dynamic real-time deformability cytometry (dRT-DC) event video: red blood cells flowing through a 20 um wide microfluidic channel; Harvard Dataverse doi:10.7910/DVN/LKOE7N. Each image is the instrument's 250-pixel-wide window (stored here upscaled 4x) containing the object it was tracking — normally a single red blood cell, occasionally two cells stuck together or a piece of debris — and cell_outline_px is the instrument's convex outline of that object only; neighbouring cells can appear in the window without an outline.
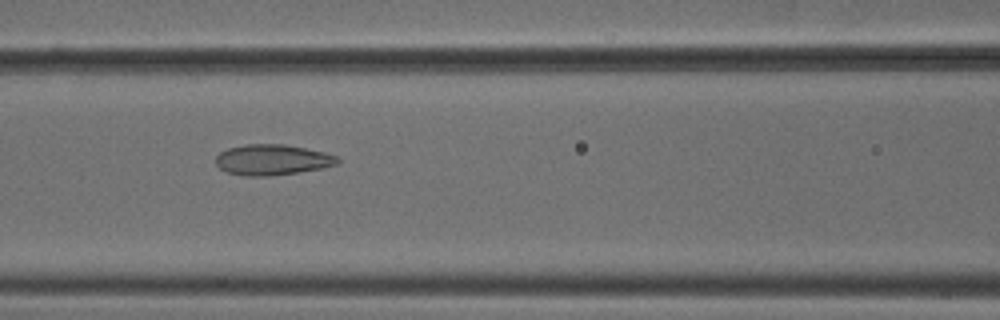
{"species": "common noctule bat (a hibernating species)", "species_latin": "Nyctalus noctula", "temperature_condition": "cold", "stored_images_in_passage": 7, "camera_frame_rate_fps": 3000, "um_per_image_px": 0.085, "animal": {"sex": "male", "body_mass_g": 18.8}, "frame": {"image": 1, "passage_image": 7, "time_ms": 2.0, "image_size_px": [1000, 320], "cell_outline_px": [[340, 160], [336, 164], [324, 168], [300, 172], [268, 176], [244, 176], [228, 172], [220, 168], [216, 164], [216, 156], [220, 152], [228, 148], [244, 144], [284, 144], [324, 152], [336, 156]], "centroid_in_image_um": [23.14, 13.58], "position_along_channel_um": 143.5, "area_um2": 21.73}}